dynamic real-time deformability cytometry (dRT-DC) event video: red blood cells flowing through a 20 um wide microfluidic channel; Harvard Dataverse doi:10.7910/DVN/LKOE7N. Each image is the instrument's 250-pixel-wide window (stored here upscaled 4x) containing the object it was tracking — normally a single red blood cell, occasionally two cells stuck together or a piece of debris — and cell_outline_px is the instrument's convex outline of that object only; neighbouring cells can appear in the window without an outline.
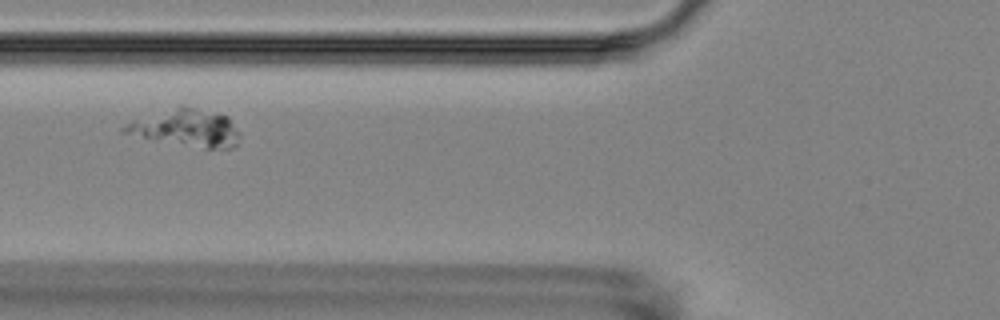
{"species": "Egyptian fruit bat (a non-hibernating species)", "species_latin": "Rousettus aegyptiacus", "temperature_condition": "room temperature", "stored_images_in_passage": 5, "camera_frame_rate_fps": 3000, "um_per_image_px": 0.085, "animal": {"sex": "female"}, "frame": {"image": 1, "passage_image": 4, "time_ms": 3.333, "image_size_px": [1000, 320], "cell_outline_px": [[240, 136], [236, 148], [208, 148], [156, 140], [120, 132], [120, 128], [136, 120], [180, 104], [184, 104], [228, 116], [240, 132]], "centroid_in_image_um": [15.9, 10.86], "position_along_channel_um": 109.9, "area_um2": 24.85}}
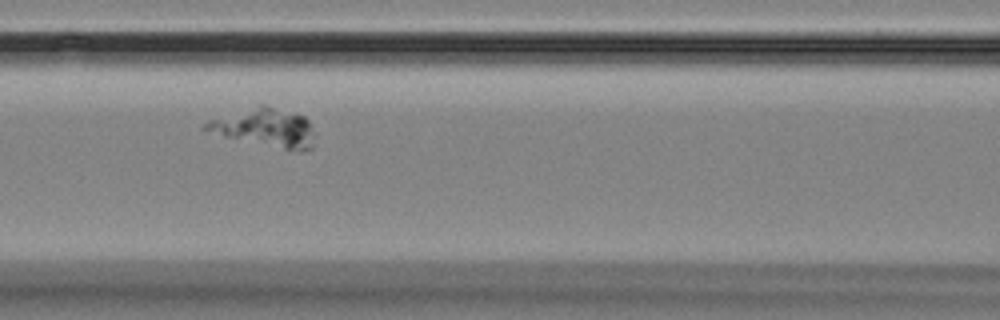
{"frame": {"image": 2, "passage_image": 5, "time_ms": 4.333, "image_size_px": [1000, 320], "cell_outline_px": [[316, 136], [312, 148], [300, 152], [224, 136], [200, 128], [208, 120], [260, 104], [264, 104], [296, 112], [304, 116], [308, 120]], "centroid_in_image_um": [22.6, 10.83], "position_along_channel_um": 144.0, "area_um2": 24.45}}